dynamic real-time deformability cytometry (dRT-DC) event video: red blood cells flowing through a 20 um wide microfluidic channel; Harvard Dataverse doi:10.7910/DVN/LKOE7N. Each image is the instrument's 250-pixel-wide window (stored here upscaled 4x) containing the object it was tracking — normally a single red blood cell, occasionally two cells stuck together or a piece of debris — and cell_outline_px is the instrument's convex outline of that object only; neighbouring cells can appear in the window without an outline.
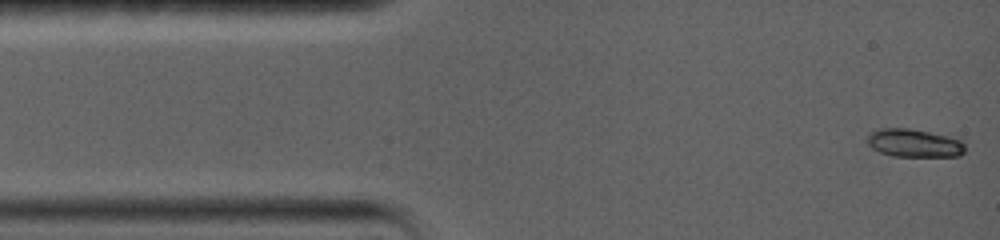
{"species": "common noctule bat (a hibernating species)", "species_latin": "Nyctalus noctula", "temperature_condition": "warm", "stored_images_in_passage": 43, "camera_frame_rate_fps": 5000, "um_per_image_px": 0.085, "animal": {"sex": "female", "body_mass_g": 19.0, "forearm_length_mm": 56.7}, "frame": {"image": 1, "passage_image": 1, "time_ms": 0.0, "image_size_px": [1000, 240], "cell_outline_px": [[964, 152], [960, 156], [892, 156], [880, 152], [872, 148], [868, 144], [868, 136], [872, 132], [880, 128], [908, 128], [948, 136], [960, 140], [964, 144]], "centroid_in_image_um": [77.7, 12.17], "position_along_channel_um": 7.3, "area_um2": 15.84}}
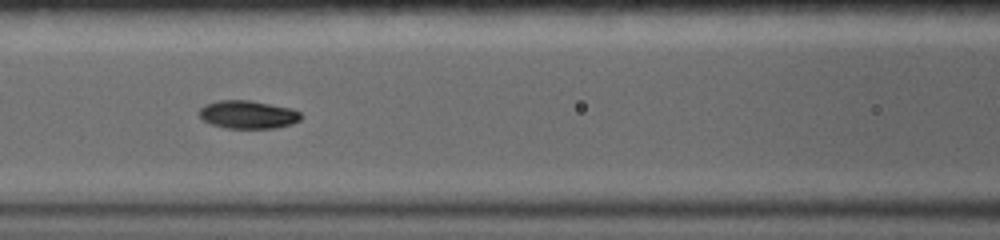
{"frame": {"image": 2, "passage_image": 17, "time_ms": 6.0, "image_size_px": [1000, 240], "cell_outline_px": [[304, 116], [300, 120], [292, 124], [276, 128], [224, 128], [212, 124], [204, 120], [196, 112], [204, 104], [216, 100], [252, 100], [292, 108], [300, 112]], "centroid_in_image_um": [21.08, 9.73], "position_along_channel_um": 145.5, "area_um2": 16.99}}
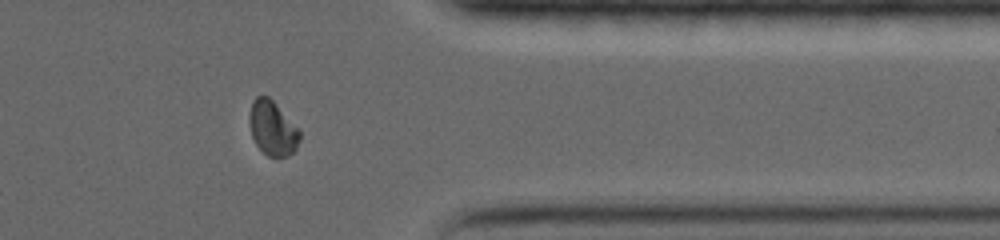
{"frame": {"image": 3, "passage_image": 34, "time_ms": 13.0, "image_size_px": [1000, 240], "cell_outline_px": [[300, 140], [296, 148], [288, 156], [268, 156], [256, 144], [252, 136], [248, 120], [248, 116], [252, 100], [256, 96], [268, 96], [276, 104], [300, 132]], "centroid_in_image_um": [23.13, 10.88], "position_along_channel_um": 388.3, "area_um2": 15.72}, "authors_computed_cell_mechanics": {"area_um2": 16.5308, "velocity_mm_per_s": 3.5825, "shape_relaxation_time_tau1_ms": 4.4815, "shape_relaxation_time_tau2_ms": 2.688, "deformation_change_tau1": 0.1782, "deformation_change_tau2": 0.0419}}